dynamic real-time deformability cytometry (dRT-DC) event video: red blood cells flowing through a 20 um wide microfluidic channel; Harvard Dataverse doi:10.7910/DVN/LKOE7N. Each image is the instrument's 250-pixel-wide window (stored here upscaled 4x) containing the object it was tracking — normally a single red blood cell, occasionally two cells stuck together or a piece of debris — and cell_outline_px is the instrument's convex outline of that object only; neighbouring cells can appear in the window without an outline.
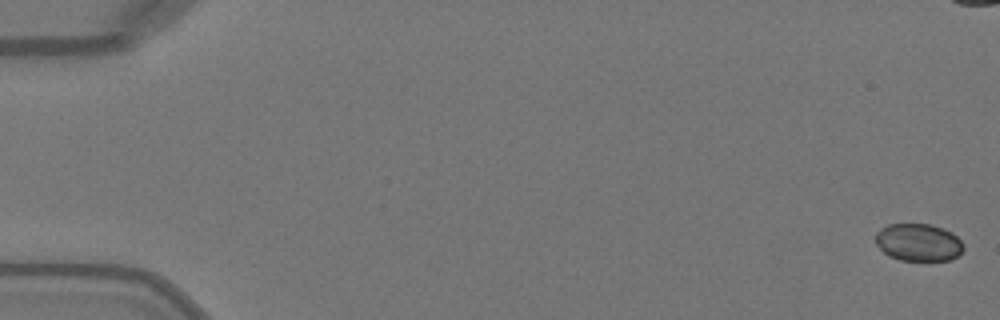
{"species": "Egyptian fruit bat (a non-hibernating species)", "species_latin": "Rousettus aegyptiacus", "temperature_condition": "warm", "stored_images_in_passage": 52, "camera_frame_rate_fps": 3000, "um_per_image_px": 0.085, "animal": {"sex": "female"}, "frame": {"image": 1, "passage_image": 1, "time_ms": 0.0, "image_size_px": [1000, 320], "cell_outline_px": [[964, 248], [952, 260], [900, 260], [888, 256], [876, 244], [876, 232], [880, 228], [888, 224], [932, 224], [944, 228], [952, 232], [964, 244]], "centroid_in_image_um": [78.06, 20.59], "position_along_channel_um": 6.9, "area_um2": 19.31}}
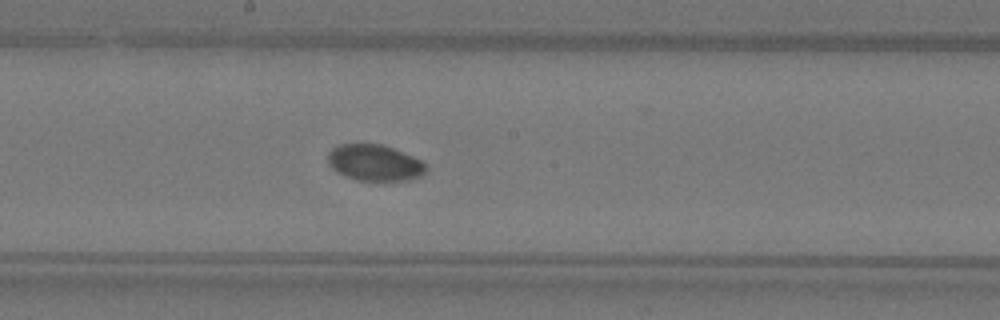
{"frame": {"image": 2, "passage_image": 28, "time_ms": 9.0, "image_size_px": [1000, 320], "cell_outline_px": [[428, 168], [420, 176], [408, 180], [356, 180], [336, 172], [328, 164], [328, 152], [332, 148], [340, 144], [384, 144], [424, 160]], "centroid_in_image_um": [31.86, 13.82], "position_along_channel_um": 216.3, "area_um2": 20.92}}
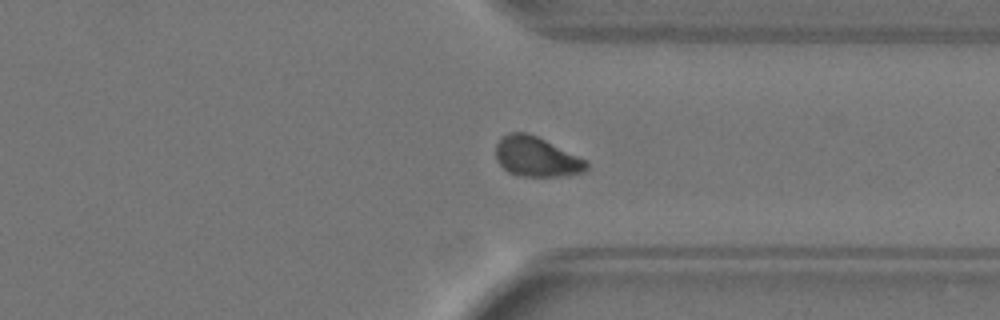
{"frame": {"image": 3, "passage_image": 39, "time_ms": 12.667, "image_size_px": [1000, 320], "cell_outline_px": [[588, 168], [584, 172], [568, 176], [524, 176], [508, 172], [496, 160], [496, 144], [500, 136], [508, 132], [528, 132], [588, 160]], "centroid_in_image_um": [45.6, 13.31], "position_along_channel_um": 365.8, "area_um2": 21.33}}